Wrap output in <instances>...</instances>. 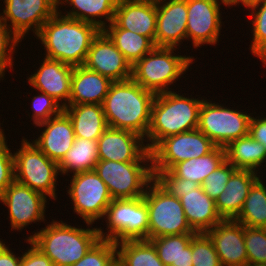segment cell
Wrapping results in <instances>:
<instances>
[{
	"label": "cell",
	"instance_id": "31",
	"mask_svg": "<svg viewBox=\"0 0 266 266\" xmlns=\"http://www.w3.org/2000/svg\"><path fill=\"white\" fill-rule=\"evenodd\" d=\"M99 161L97 140L75 138L72 147L58 163L59 173L63 175L92 171Z\"/></svg>",
	"mask_w": 266,
	"mask_h": 266
},
{
	"label": "cell",
	"instance_id": "29",
	"mask_svg": "<svg viewBox=\"0 0 266 266\" xmlns=\"http://www.w3.org/2000/svg\"><path fill=\"white\" fill-rule=\"evenodd\" d=\"M197 233H185L151 238L159 259L165 266H193L192 238Z\"/></svg>",
	"mask_w": 266,
	"mask_h": 266
},
{
	"label": "cell",
	"instance_id": "37",
	"mask_svg": "<svg viewBox=\"0 0 266 266\" xmlns=\"http://www.w3.org/2000/svg\"><path fill=\"white\" fill-rule=\"evenodd\" d=\"M247 265H266V228L244 226Z\"/></svg>",
	"mask_w": 266,
	"mask_h": 266
},
{
	"label": "cell",
	"instance_id": "47",
	"mask_svg": "<svg viewBox=\"0 0 266 266\" xmlns=\"http://www.w3.org/2000/svg\"><path fill=\"white\" fill-rule=\"evenodd\" d=\"M254 0H243V6H246L249 2H252Z\"/></svg>",
	"mask_w": 266,
	"mask_h": 266
},
{
	"label": "cell",
	"instance_id": "46",
	"mask_svg": "<svg viewBox=\"0 0 266 266\" xmlns=\"http://www.w3.org/2000/svg\"><path fill=\"white\" fill-rule=\"evenodd\" d=\"M220 2H222L225 7L237 6V4L239 5L240 3L243 6V0H220Z\"/></svg>",
	"mask_w": 266,
	"mask_h": 266
},
{
	"label": "cell",
	"instance_id": "33",
	"mask_svg": "<svg viewBox=\"0 0 266 266\" xmlns=\"http://www.w3.org/2000/svg\"><path fill=\"white\" fill-rule=\"evenodd\" d=\"M116 247L117 266H165L150 240H125Z\"/></svg>",
	"mask_w": 266,
	"mask_h": 266
},
{
	"label": "cell",
	"instance_id": "38",
	"mask_svg": "<svg viewBox=\"0 0 266 266\" xmlns=\"http://www.w3.org/2000/svg\"><path fill=\"white\" fill-rule=\"evenodd\" d=\"M193 266H222L212 240L206 233H197L192 238Z\"/></svg>",
	"mask_w": 266,
	"mask_h": 266
},
{
	"label": "cell",
	"instance_id": "24",
	"mask_svg": "<svg viewBox=\"0 0 266 266\" xmlns=\"http://www.w3.org/2000/svg\"><path fill=\"white\" fill-rule=\"evenodd\" d=\"M257 172L236 169L230 176L224 191L215 200V207L222 220H235L241 212Z\"/></svg>",
	"mask_w": 266,
	"mask_h": 266
},
{
	"label": "cell",
	"instance_id": "18",
	"mask_svg": "<svg viewBox=\"0 0 266 266\" xmlns=\"http://www.w3.org/2000/svg\"><path fill=\"white\" fill-rule=\"evenodd\" d=\"M83 66L108 77L113 82L132 78L131 64L103 30L92 41Z\"/></svg>",
	"mask_w": 266,
	"mask_h": 266
},
{
	"label": "cell",
	"instance_id": "7",
	"mask_svg": "<svg viewBox=\"0 0 266 266\" xmlns=\"http://www.w3.org/2000/svg\"><path fill=\"white\" fill-rule=\"evenodd\" d=\"M106 230L98 228L100 239L118 243L125 240H149L148 207L144 197L113 199L103 218Z\"/></svg>",
	"mask_w": 266,
	"mask_h": 266
},
{
	"label": "cell",
	"instance_id": "6",
	"mask_svg": "<svg viewBox=\"0 0 266 266\" xmlns=\"http://www.w3.org/2000/svg\"><path fill=\"white\" fill-rule=\"evenodd\" d=\"M174 47H154L132 66V79L155 94L172 91L174 84L188 70L194 57L176 55Z\"/></svg>",
	"mask_w": 266,
	"mask_h": 266
},
{
	"label": "cell",
	"instance_id": "9",
	"mask_svg": "<svg viewBox=\"0 0 266 266\" xmlns=\"http://www.w3.org/2000/svg\"><path fill=\"white\" fill-rule=\"evenodd\" d=\"M148 207L149 240L195 232L187 222L180 199L165 191L154 179L143 196Z\"/></svg>",
	"mask_w": 266,
	"mask_h": 266
},
{
	"label": "cell",
	"instance_id": "2",
	"mask_svg": "<svg viewBox=\"0 0 266 266\" xmlns=\"http://www.w3.org/2000/svg\"><path fill=\"white\" fill-rule=\"evenodd\" d=\"M155 96L132 78L113 82L102 104L108 127L132 131L145 139Z\"/></svg>",
	"mask_w": 266,
	"mask_h": 266
},
{
	"label": "cell",
	"instance_id": "5",
	"mask_svg": "<svg viewBox=\"0 0 266 266\" xmlns=\"http://www.w3.org/2000/svg\"><path fill=\"white\" fill-rule=\"evenodd\" d=\"M154 180L169 194L180 199L187 222L197 233H206L222 221L215 201L191 180L180 179L170 171H153Z\"/></svg>",
	"mask_w": 266,
	"mask_h": 266
},
{
	"label": "cell",
	"instance_id": "16",
	"mask_svg": "<svg viewBox=\"0 0 266 266\" xmlns=\"http://www.w3.org/2000/svg\"><path fill=\"white\" fill-rule=\"evenodd\" d=\"M219 0H187V40L194 48L219 43L222 15Z\"/></svg>",
	"mask_w": 266,
	"mask_h": 266
},
{
	"label": "cell",
	"instance_id": "36",
	"mask_svg": "<svg viewBox=\"0 0 266 266\" xmlns=\"http://www.w3.org/2000/svg\"><path fill=\"white\" fill-rule=\"evenodd\" d=\"M72 266H117L116 243L99 239L84 257Z\"/></svg>",
	"mask_w": 266,
	"mask_h": 266
},
{
	"label": "cell",
	"instance_id": "22",
	"mask_svg": "<svg viewBox=\"0 0 266 266\" xmlns=\"http://www.w3.org/2000/svg\"><path fill=\"white\" fill-rule=\"evenodd\" d=\"M113 22L121 29L148 37L155 44L156 0H119Z\"/></svg>",
	"mask_w": 266,
	"mask_h": 266
},
{
	"label": "cell",
	"instance_id": "44",
	"mask_svg": "<svg viewBox=\"0 0 266 266\" xmlns=\"http://www.w3.org/2000/svg\"><path fill=\"white\" fill-rule=\"evenodd\" d=\"M249 135L266 149V118L264 116L262 118H259V116L256 118L251 117Z\"/></svg>",
	"mask_w": 266,
	"mask_h": 266
},
{
	"label": "cell",
	"instance_id": "15",
	"mask_svg": "<svg viewBox=\"0 0 266 266\" xmlns=\"http://www.w3.org/2000/svg\"><path fill=\"white\" fill-rule=\"evenodd\" d=\"M47 197L15 180L0 195V201L8 207L11 230H23L26 226L45 220Z\"/></svg>",
	"mask_w": 266,
	"mask_h": 266
},
{
	"label": "cell",
	"instance_id": "40",
	"mask_svg": "<svg viewBox=\"0 0 266 266\" xmlns=\"http://www.w3.org/2000/svg\"><path fill=\"white\" fill-rule=\"evenodd\" d=\"M236 168L227 160L211 172L201 184L203 191L214 201L224 191L231 174Z\"/></svg>",
	"mask_w": 266,
	"mask_h": 266
},
{
	"label": "cell",
	"instance_id": "8",
	"mask_svg": "<svg viewBox=\"0 0 266 266\" xmlns=\"http://www.w3.org/2000/svg\"><path fill=\"white\" fill-rule=\"evenodd\" d=\"M14 154L15 181L56 200L58 163L49 159L33 142L24 137Z\"/></svg>",
	"mask_w": 266,
	"mask_h": 266
},
{
	"label": "cell",
	"instance_id": "28",
	"mask_svg": "<svg viewBox=\"0 0 266 266\" xmlns=\"http://www.w3.org/2000/svg\"><path fill=\"white\" fill-rule=\"evenodd\" d=\"M224 149L226 160L236 169L258 172L266 164L265 147L249 134L233 140Z\"/></svg>",
	"mask_w": 266,
	"mask_h": 266
},
{
	"label": "cell",
	"instance_id": "11",
	"mask_svg": "<svg viewBox=\"0 0 266 266\" xmlns=\"http://www.w3.org/2000/svg\"><path fill=\"white\" fill-rule=\"evenodd\" d=\"M209 100H203L198 130L216 146L225 148L233 140L249 134L251 115Z\"/></svg>",
	"mask_w": 266,
	"mask_h": 266
},
{
	"label": "cell",
	"instance_id": "19",
	"mask_svg": "<svg viewBox=\"0 0 266 266\" xmlns=\"http://www.w3.org/2000/svg\"><path fill=\"white\" fill-rule=\"evenodd\" d=\"M156 11L155 46L180 47L187 40V0H156Z\"/></svg>",
	"mask_w": 266,
	"mask_h": 266
},
{
	"label": "cell",
	"instance_id": "27",
	"mask_svg": "<svg viewBox=\"0 0 266 266\" xmlns=\"http://www.w3.org/2000/svg\"><path fill=\"white\" fill-rule=\"evenodd\" d=\"M119 0H58V5L65 3L73 6L70 11L62 15L91 23L97 26L100 30L109 25L114 19V13ZM99 20H98V19ZM102 18L105 20L102 21ZM108 23V24H107Z\"/></svg>",
	"mask_w": 266,
	"mask_h": 266
},
{
	"label": "cell",
	"instance_id": "39",
	"mask_svg": "<svg viewBox=\"0 0 266 266\" xmlns=\"http://www.w3.org/2000/svg\"><path fill=\"white\" fill-rule=\"evenodd\" d=\"M19 42L22 41L0 17V80L2 79V81L7 68L12 69L14 66L13 54Z\"/></svg>",
	"mask_w": 266,
	"mask_h": 266
},
{
	"label": "cell",
	"instance_id": "41",
	"mask_svg": "<svg viewBox=\"0 0 266 266\" xmlns=\"http://www.w3.org/2000/svg\"><path fill=\"white\" fill-rule=\"evenodd\" d=\"M31 105L33 110L31 117L35 126L59 115L63 111L61 104L41 91L40 95L37 94V96L32 97Z\"/></svg>",
	"mask_w": 266,
	"mask_h": 266
},
{
	"label": "cell",
	"instance_id": "12",
	"mask_svg": "<svg viewBox=\"0 0 266 266\" xmlns=\"http://www.w3.org/2000/svg\"><path fill=\"white\" fill-rule=\"evenodd\" d=\"M71 178L67 193L74 213L81 216L84 223L93 224L103 219L113 200L105 182L95 170L75 173Z\"/></svg>",
	"mask_w": 266,
	"mask_h": 266
},
{
	"label": "cell",
	"instance_id": "45",
	"mask_svg": "<svg viewBox=\"0 0 266 266\" xmlns=\"http://www.w3.org/2000/svg\"><path fill=\"white\" fill-rule=\"evenodd\" d=\"M3 242L0 239V266H20L21 257H17Z\"/></svg>",
	"mask_w": 266,
	"mask_h": 266
},
{
	"label": "cell",
	"instance_id": "26",
	"mask_svg": "<svg viewBox=\"0 0 266 266\" xmlns=\"http://www.w3.org/2000/svg\"><path fill=\"white\" fill-rule=\"evenodd\" d=\"M63 111L72 121L75 137L98 140L108 128L101 104H68Z\"/></svg>",
	"mask_w": 266,
	"mask_h": 266
},
{
	"label": "cell",
	"instance_id": "34",
	"mask_svg": "<svg viewBox=\"0 0 266 266\" xmlns=\"http://www.w3.org/2000/svg\"><path fill=\"white\" fill-rule=\"evenodd\" d=\"M260 176L251 186L235 221L246 227L266 228V186Z\"/></svg>",
	"mask_w": 266,
	"mask_h": 266
},
{
	"label": "cell",
	"instance_id": "17",
	"mask_svg": "<svg viewBox=\"0 0 266 266\" xmlns=\"http://www.w3.org/2000/svg\"><path fill=\"white\" fill-rule=\"evenodd\" d=\"M140 135L108 127L97 140L99 160L150 162L151 152Z\"/></svg>",
	"mask_w": 266,
	"mask_h": 266
},
{
	"label": "cell",
	"instance_id": "3",
	"mask_svg": "<svg viewBox=\"0 0 266 266\" xmlns=\"http://www.w3.org/2000/svg\"><path fill=\"white\" fill-rule=\"evenodd\" d=\"M174 91L156 94L151 109L146 147L151 151L162 139L198 128L203 99ZM151 142V143H150Z\"/></svg>",
	"mask_w": 266,
	"mask_h": 266
},
{
	"label": "cell",
	"instance_id": "42",
	"mask_svg": "<svg viewBox=\"0 0 266 266\" xmlns=\"http://www.w3.org/2000/svg\"><path fill=\"white\" fill-rule=\"evenodd\" d=\"M0 129V195L15 180L14 154L8 148L6 135Z\"/></svg>",
	"mask_w": 266,
	"mask_h": 266
},
{
	"label": "cell",
	"instance_id": "10",
	"mask_svg": "<svg viewBox=\"0 0 266 266\" xmlns=\"http://www.w3.org/2000/svg\"><path fill=\"white\" fill-rule=\"evenodd\" d=\"M95 172L105 182L112 199L143 197L154 179L152 163L99 160Z\"/></svg>",
	"mask_w": 266,
	"mask_h": 266
},
{
	"label": "cell",
	"instance_id": "30",
	"mask_svg": "<svg viewBox=\"0 0 266 266\" xmlns=\"http://www.w3.org/2000/svg\"><path fill=\"white\" fill-rule=\"evenodd\" d=\"M225 161V149L216 146L211 152L204 156L175 164L169 171L180 179L191 180L201 186L204 179Z\"/></svg>",
	"mask_w": 266,
	"mask_h": 266
},
{
	"label": "cell",
	"instance_id": "35",
	"mask_svg": "<svg viewBox=\"0 0 266 266\" xmlns=\"http://www.w3.org/2000/svg\"><path fill=\"white\" fill-rule=\"evenodd\" d=\"M245 8L251 11L253 39L251 43L252 55L258 57L266 65V0H254L249 2ZM250 9V10H249Z\"/></svg>",
	"mask_w": 266,
	"mask_h": 266
},
{
	"label": "cell",
	"instance_id": "21",
	"mask_svg": "<svg viewBox=\"0 0 266 266\" xmlns=\"http://www.w3.org/2000/svg\"><path fill=\"white\" fill-rule=\"evenodd\" d=\"M206 234L212 240L222 266H247L243 224L222 220Z\"/></svg>",
	"mask_w": 266,
	"mask_h": 266
},
{
	"label": "cell",
	"instance_id": "32",
	"mask_svg": "<svg viewBox=\"0 0 266 266\" xmlns=\"http://www.w3.org/2000/svg\"><path fill=\"white\" fill-rule=\"evenodd\" d=\"M103 31L114 42L131 66L155 47V44L148 37L121 29L113 21Z\"/></svg>",
	"mask_w": 266,
	"mask_h": 266
},
{
	"label": "cell",
	"instance_id": "20",
	"mask_svg": "<svg viewBox=\"0 0 266 266\" xmlns=\"http://www.w3.org/2000/svg\"><path fill=\"white\" fill-rule=\"evenodd\" d=\"M74 67L58 60L43 58L40 67L28 77L33 89L44 92L65 108L71 95V77ZM61 101V102H60Z\"/></svg>",
	"mask_w": 266,
	"mask_h": 266
},
{
	"label": "cell",
	"instance_id": "23",
	"mask_svg": "<svg viewBox=\"0 0 266 266\" xmlns=\"http://www.w3.org/2000/svg\"><path fill=\"white\" fill-rule=\"evenodd\" d=\"M45 127L40 136L32 141L49 159L59 163L75 141L74 128L69 116L59 115L35 127Z\"/></svg>",
	"mask_w": 266,
	"mask_h": 266
},
{
	"label": "cell",
	"instance_id": "14",
	"mask_svg": "<svg viewBox=\"0 0 266 266\" xmlns=\"http://www.w3.org/2000/svg\"><path fill=\"white\" fill-rule=\"evenodd\" d=\"M3 2L5 6L0 17L21 41L30 30L36 37L43 24L59 9L58 0H4Z\"/></svg>",
	"mask_w": 266,
	"mask_h": 266
},
{
	"label": "cell",
	"instance_id": "13",
	"mask_svg": "<svg viewBox=\"0 0 266 266\" xmlns=\"http://www.w3.org/2000/svg\"><path fill=\"white\" fill-rule=\"evenodd\" d=\"M215 147L198 129L166 137L150 151L152 170L169 171L175 164L204 156Z\"/></svg>",
	"mask_w": 266,
	"mask_h": 266
},
{
	"label": "cell",
	"instance_id": "48",
	"mask_svg": "<svg viewBox=\"0 0 266 266\" xmlns=\"http://www.w3.org/2000/svg\"><path fill=\"white\" fill-rule=\"evenodd\" d=\"M247 266H266V265H247Z\"/></svg>",
	"mask_w": 266,
	"mask_h": 266
},
{
	"label": "cell",
	"instance_id": "4",
	"mask_svg": "<svg viewBox=\"0 0 266 266\" xmlns=\"http://www.w3.org/2000/svg\"><path fill=\"white\" fill-rule=\"evenodd\" d=\"M60 221L53 219L49 222L51 224L33 232L25 240L36 245L54 266H72L100 239L98 228H92L90 223H86L88 228H78Z\"/></svg>",
	"mask_w": 266,
	"mask_h": 266
},
{
	"label": "cell",
	"instance_id": "25",
	"mask_svg": "<svg viewBox=\"0 0 266 266\" xmlns=\"http://www.w3.org/2000/svg\"><path fill=\"white\" fill-rule=\"evenodd\" d=\"M113 81L85 66H75L68 104H103Z\"/></svg>",
	"mask_w": 266,
	"mask_h": 266
},
{
	"label": "cell",
	"instance_id": "1",
	"mask_svg": "<svg viewBox=\"0 0 266 266\" xmlns=\"http://www.w3.org/2000/svg\"><path fill=\"white\" fill-rule=\"evenodd\" d=\"M59 9L41 27L35 37L45 49V58L81 66L92 41L101 31L97 26L62 15Z\"/></svg>",
	"mask_w": 266,
	"mask_h": 266
},
{
	"label": "cell",
	"instance_id": "43",
	"mask_svg": "<svg viewBox=\"0 0 266 266\" xmlns=\"http://www.w3.org/2000/svg\"><path fill=\"white\" fill-rule=\"evenodd\" d=\"M30 244V248L22 253L20 266H54L53 262L47 257L36 245L30 240L26 243Z\"/></svg>",
	"mask_w": 266,
	"mask_h": 266
}]
</instances>
